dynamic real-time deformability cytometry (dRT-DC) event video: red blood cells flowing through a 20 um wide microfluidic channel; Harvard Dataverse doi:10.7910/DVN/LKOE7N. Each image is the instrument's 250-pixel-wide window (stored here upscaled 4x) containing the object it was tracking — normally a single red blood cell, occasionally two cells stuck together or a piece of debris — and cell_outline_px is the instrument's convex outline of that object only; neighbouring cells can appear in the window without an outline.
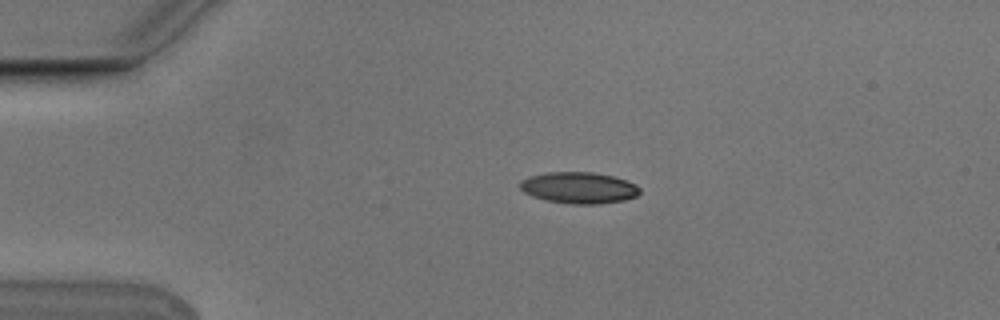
{"species": "Egyptian fruit bat (a non-hibernating species)", "species_latin": "Rousettus aegyptiacus", "temperature_condition": "cold", "stored_images_in_passage": 4, "camera_frame_rate_fps": 3000, "um_per_image_px": 0.085, "animal": {"sex": "male"}, "frame": {"image": 1, "passage_image": 3, "time_ms": 0.667, "image_size_px": [1000, 320], "cell_outline_px": [[640, 192], [636, 196], [624, 200], [600, 204], [572, 204], [544, 200], [532, 196], [524, 192], [520, 188], [520, 180], [528, 176], [548, 172], [592, 172], [612, 176], [636, 184], [640, 188]], "centroid_in_image_um": [49.18, 15.96], "position_along_channel_um": 35.8, "area_um2": 21.96}}